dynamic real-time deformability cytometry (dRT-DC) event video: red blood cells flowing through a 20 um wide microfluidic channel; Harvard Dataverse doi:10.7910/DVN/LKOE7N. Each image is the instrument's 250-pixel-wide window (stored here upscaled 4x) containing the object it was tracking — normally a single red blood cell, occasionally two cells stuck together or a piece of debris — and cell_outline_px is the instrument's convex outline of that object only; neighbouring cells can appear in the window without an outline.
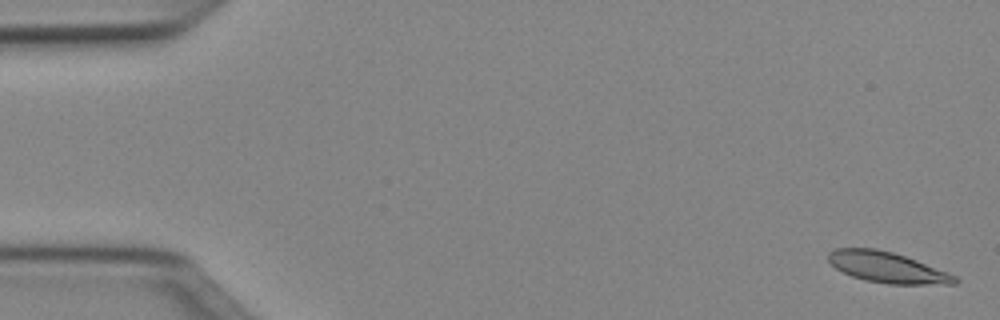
{"species": "Egyptian fruit bat (a non-hibernating species)", "species_latin": "Rousettus aegyptiacus", "temperature_condition": "cold", "stored_images_in_passage": 50, "camera_frame_rate_fps": 3000, "um_per_image_px": 0.085, "animal": {"sex": "female"}, "frame": {"image": 1, "passage_image": 1, "time_ms": 0.0, "image_size_px": [1000, 320], "cell_outline_px": [[960, 280], [956, 284], [888, 284], [864, 280], [852, 276], [836, 268], [828, 260], [828, 252], [836, 248], [876, 248], [892, 252], [916, 260], [948, 272], [956, 276]], "centroid_in_image_um": [75.42, 22.73], "position_along_channel_um": 9.6, "area_um2": 22.6}}
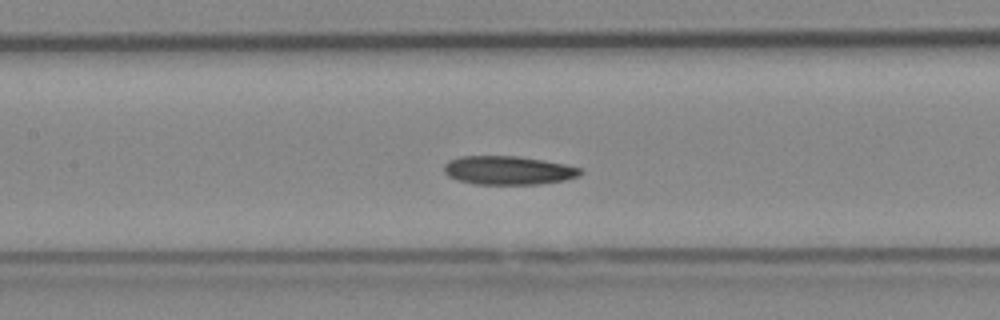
{"frame": {"image": 2, "passage_image": 23, "time_ms": 7.333, "image_size_px": [1000, 320], "cell_outline_px": [[584, 172], [580, 176], [564, 180], [540, 184], [472, 184], [456, 180], [448, 176], [444, 172], [444, 164], [448, 160], [460, 156], [520, 156], [544, 160], [584, 168]], "centroid_in_image_um": [43.21, 14.48], "position_along_channel_um": 164.2, "area_um2": 23.12}}
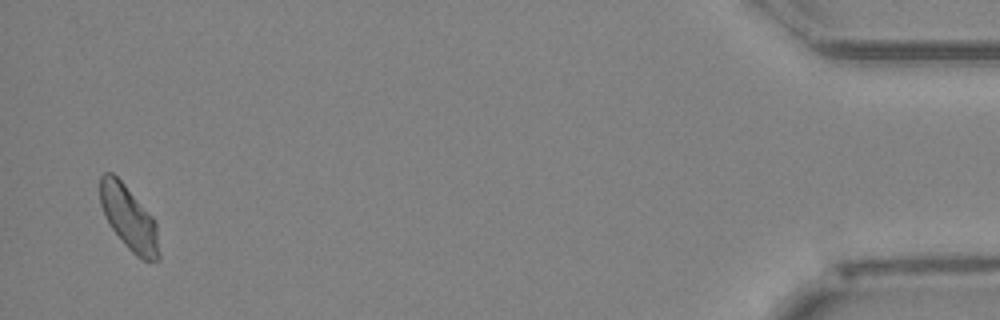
{"frame": {"image": 3, "passage_image": 49, "time_ms": 16.0, "image_size_px": [1000, 320], "cell_outline_px": [[160, 260], [140, 260], [124, 244], [112, 228], [104, 216], [100, 204], [100, 176], [104, 172], [112, 172], [124, 184], [156, 220], [160, 252]], "centroid_in_image_um": [10.97, 18.55], "position_along_channel_um": 424.2, "area_um2": 22.14}}